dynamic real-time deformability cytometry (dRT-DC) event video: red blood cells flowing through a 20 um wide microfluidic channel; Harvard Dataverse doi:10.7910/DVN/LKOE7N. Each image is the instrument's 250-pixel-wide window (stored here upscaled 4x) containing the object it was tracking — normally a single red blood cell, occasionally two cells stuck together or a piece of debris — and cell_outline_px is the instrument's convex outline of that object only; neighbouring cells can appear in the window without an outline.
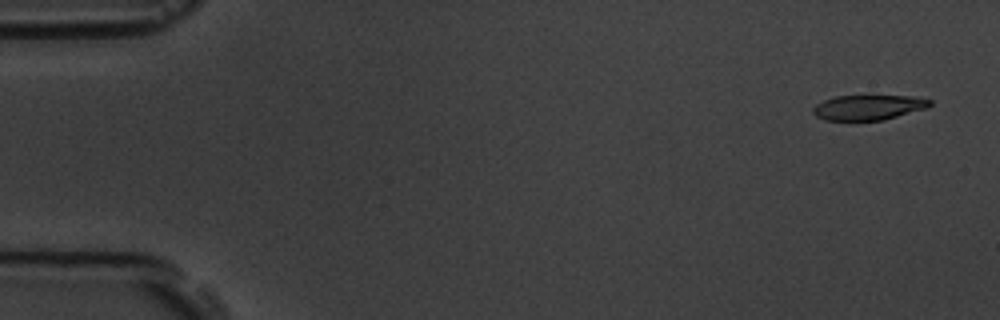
{"species": "common noctule bat (a hibernating species)", "species_latin": "Nyctalus noctula", "temperature_condition": "room temperature", "stored_images_in_passage": 5, "camera_frame_rate_fps": 3000, "um_per_image_px": 0.085, "animal": {"sex": "male", "body_mass_g": 19.5, "forearm_length_mm": 54.6}, "frame": {"image": 1, "passage_image": 1, "time_ms": 0.0, "image_size_px": [1000, 320], "cell_outline_px": [[932, 104], [928, 108], [884, 120], [824, 120], [816, 116], [812, 112], [812, 108], [816, 104], [824, 100], [836, 96], [916, 96], [932, 100]], "centroid_in_image_um": [73.84, 9.13], "position_along_channel_um": 11.2, "area_um2": 17.17}}
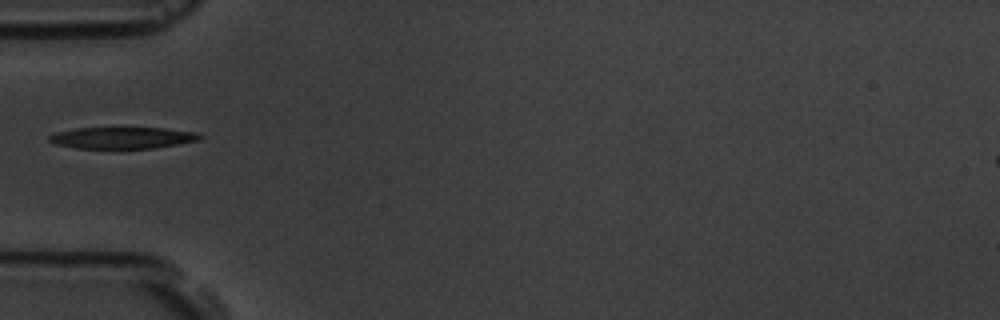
{"frame": {"image": 2, "passage_image": 5, "time_ms": 5.333, "image_size_px": [1000, 320], "cell_outline_px": [[204, 136], [200, 140], [152, 148], [76, 148], [56, 144], [48, 140], [48, 136], [56, 132], [76, 128], [120, 124], [164, 128], [196, 132]], "centroid_in_image_um": [10.39, 11.65], "position_along_channel_um": 74.6, "area_um2": 20.06}}